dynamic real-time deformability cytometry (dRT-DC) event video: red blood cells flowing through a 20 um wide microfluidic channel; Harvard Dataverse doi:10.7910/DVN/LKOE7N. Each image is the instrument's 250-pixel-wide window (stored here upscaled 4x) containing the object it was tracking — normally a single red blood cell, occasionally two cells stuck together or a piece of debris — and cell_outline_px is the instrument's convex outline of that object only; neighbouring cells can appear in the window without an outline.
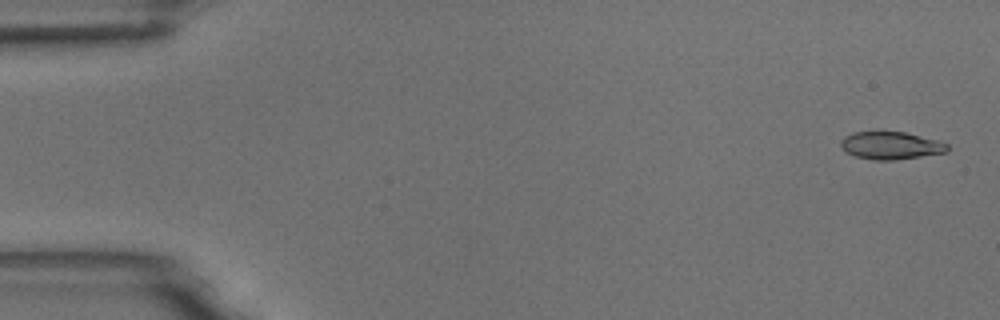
{"species": "common noctule bat (a hibernating species)", "species_latin": "Nyctalus noctula", "temperature_condition": "room temperature", "stored_images_in_passage": 4, "camera_frame_rate_fps": 3000, "um_per_image_px": 0.085, "animal": {"sex": "male", "body_mass_g": 18.8}, "frame": {"image": 1, "passage_image": 1, "time_ms": 0.0, "image_size_px": [1000, 320], "cell_outline_px": [[948, 152], [896, 160], [872, 160], [856, 156], [844, 152], [840, 148], [840, 140], [844, 136], [852, 132], [904, 132], [936, 140], [948, 144]], "centroid_in_image_um": [75.67, 12.38], "position_along_channel_um": 9.3, "area_um2": 17.22}}
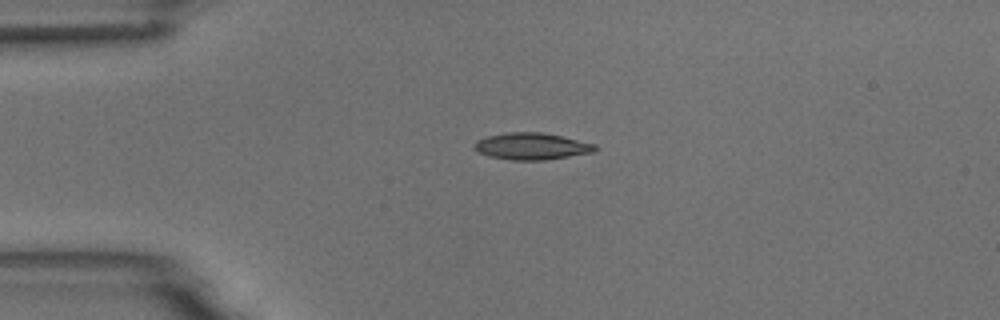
{"frame": {"image": 2, "passage_image": 4, "time_ms": 3.667, "image_size_px": [1000, 320], "cell_outline_px": [[600, 148], [596, 152], [544, 160], [512, 160], [488, 156], [472, 148], [476, 140], [488, 136], [508, 132], [540, 132], [560, 136], [596, 144]], "centroid_in_image_um": [45.21, 12.44], "position_along_channel_um": 39.8, "area_um2": 18.9}}